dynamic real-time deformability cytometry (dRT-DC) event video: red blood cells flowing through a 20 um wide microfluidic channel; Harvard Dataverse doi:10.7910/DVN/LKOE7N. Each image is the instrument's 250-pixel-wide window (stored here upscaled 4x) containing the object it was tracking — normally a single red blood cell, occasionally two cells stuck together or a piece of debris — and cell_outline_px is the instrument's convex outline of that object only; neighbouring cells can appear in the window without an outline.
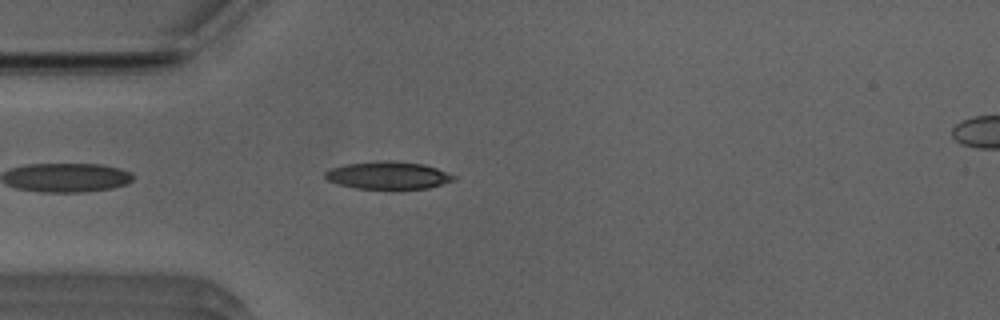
{"species": "Egyptian fruit bat (a non-hibernating species)", "species_latin": "Rousettus aegyptiacus", "temperature_condition": "room temperature", "stored_images_in_passage": 25, "camera_frame_rate_fps": 3000, "um_per_image_px": 0.085, "animal": {"sex": "male"}, "frame": {"image": 1, "passage_image": 3, "time_ms": 0.667, "image_size_px": [1000, 320], "cell_outline_px": [[456, 180], [428, 188], [356, 188], [336, 184], [328, 180], [324, 176], [324, 172], [332, 168], [344, 164], [376, 160], [396, 160], [424, 164], [436, 168], [456, 176]], "centroid_in_image_um": [32.97, 14.88], "position_along_channel_um": 52.0, "area_um2": 20.75}}
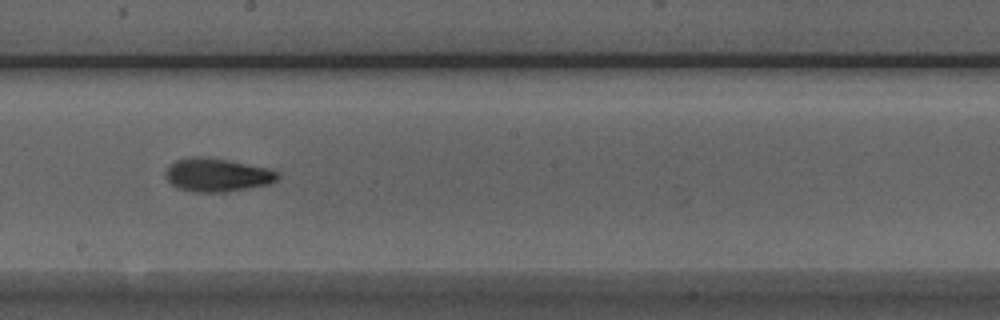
{"frame": {"image": 2, "passage_image": 17, "time_ms": 5.333, "image_size_px": [1000, 320], "cell_outline_px": [[280, 176], [276, 180], [268, 184], [248, 188], [224, 192], [196, 192], [176, 188], [164, 176], [164, 172], [176, 160], [228, 160], [272, 168], [280, 172]], "centroid_in_image_um": [18.54, 14.92], "position_along_channel_um": 229.7, "area_um2": 21.1}}
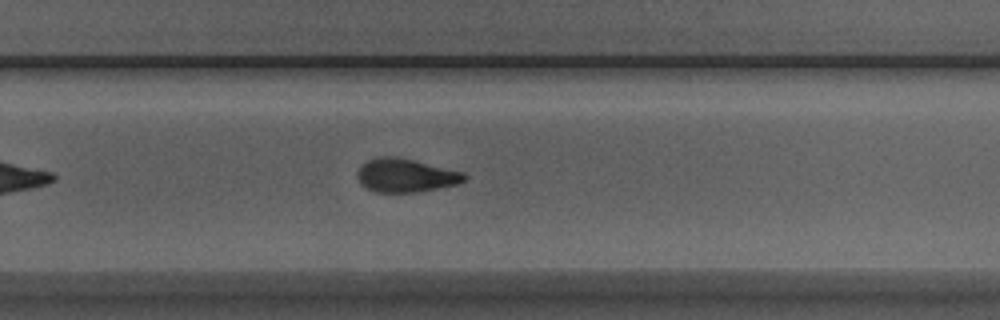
{"frame": {"image": 3, "passage_image": 22, "time_ms": 7.0, "image_size_px": [1000, 320], "cell_outline_px": [[468, 176], [464, 180], [456, 184], [416, 192], [376, 192], [360, 184], [356, 176], [356, 172], [360, 164], [376, 156], [396, 156], [464, 172]], "centroid_in_image_um": [34.42, 14.89], "position_along_channel_um": 295.4, "area_um2": 20.92}}